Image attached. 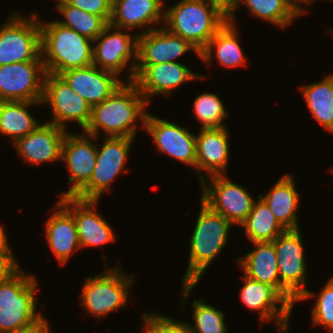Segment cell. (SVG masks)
<instances>
[{"instance_id": "cell-1", "label": "cell", "mask_w": 333, "mask_h": 333, "mask_svg": "<svg viewBox=\"0 0 333 333\" xmlns=\"http://www.w3.org/2000/svg\"><path fill=\"white\" fill-rule=\"evenodd\" d=\"M148 102L133 81H124L107 99L92 107L91 119L85 133L98 138L100 131L106 137L135 138L140 119L144 125ZM100 129V130H99Z\"/></svg>"}, {"instance_id": "cell-2", "label": "cell", "mask_w": 333, "mask_h": 333, "mask_svg": "<svg viewBox=\"0 0 333 333\" xmlns=\"http://www.w3.org/2000/svg\"><path fill=\"white\" fill-rule=\"evenodd\" d=\"M200 204L201 211L190 239L189 263L182 279L183 298L188 297L208 266L224 249L233 225L202 201Z\"/></svg>"}, {"instance_id": "cell-3", "label": "cell", "mask_w": 333, "mask_h": 333, "mask_svg": "<svg viewBox=\"0 0 333 333\" xmlns=\"http://www.w3.org/2000/svg\"><path fill=\"white\" fill-rule=\"evenodd\" d=\"M21 268L0 283V333L34 330L46 319L37 312V281Z\"/></svg>"}, {"instance_id": "cell-4", "label": "cell", "mask_w": 333, "mask_h": 333, "mask_svg": "<svg viewBox=\"0 0 333 333\" xmlns=\"http://www.w3.org/2000/svg\"><path fill=\"white\" fill-rule=\"evenodd\" d=\"M42 23L40 21L41 56L46 73L59 75L93 64L92 40L57 21Z\"/></svg>"}, {"instance_id": "cell-5", "label": "cell", "mask_w": 333, "mask_h": 333, "mask_svg": "<svg viewBox=\"0 0 333 333\" xmlns=\"http://www.w3.org/2000/svg\"><path fill=\"white\" fill-rule=\"evenodd\" d=\"M164 21L166 29L189 41L201 53L228 19L207 0H180L167 9Z\"/></svg>"}, {"instance_id": "cell-6", "label": "cell", "mask_w": 333, "mask_h": 333, "mask_svg": "<svg viewBox=\"0 0 333 333\" xmlns=\"http://www.w3.org/2000/svg\"><path fill=\"white\" fill-rule=\"evenodd\" d=\"M134 280V276L122 272L119 265L114 269L107 267L103 274L86 278L79 303L87 314L100 319L126 306Z\"/></svg>"}, {"instance_id": "cell-7", "label": "cell", "mask_w": 333, "mask_h": 333, "mask_svg": "<svg viewBox=\"0 0 333 333\" xmlns=\"http://www.w3.org/2000/svg\"><path fill=\"white\" fill-rule=\"evenodd\" d=\"M12 14L0 26V66L42 60L40 17L35 13L31 18Z\"/></svg>"}, {"instance_id": "cell-8", "label": "cell", "mask_w": 333, "mask_h": 333, "mask_svg": "<svg viewBox=\"0 0 333 333\" xmlns=\"http://www.w3.org/2000/svg\"><path fill=\"white\" fill-rule=\"evenodd\" d=\"M204 176L199 175L201 201L232 224L240 225L251 212L255 198L244 187L229 180L226 174L209 176L210 183Z\"/></svg>"}, {"instance_id": "cell-9", "label": "cell", "mask_w": 333, "mask_h": 333, "mask_svg": "<svg viewBox=\"0 0 333 333\" xmlns=\"http://www.w3.org/2000/svg\"><path fill=\"white\" fill-rule=\"evenodd\" d=\"M280 284L297 300L312 298L305 289L307 264L300 230H285L274 241Z\"/></svg>"}, {"instance_id": "cell-10", "label": "cell", "mask_w": 333, "mask_h": 333, "mask_svg": "<svg viewBox=\"0 0 333 333\" xmlns=\"http://www.w3.org/2000/svg\"><path fill=\"white\" fill-rule=\"evenodd\" d=\"M133 140L130 137H105L101 147L97 146L96 164L90 182L75 197L99 200L103 192H110L111 182L125 169Z\"/></svg>"}, {"instance_id": "cell-11", "label": "cell", "mask_w": 333, "mask_h": 333, "mask_svg": "<svg viewBox=\"0 0 333 333\" xmlns=\"http://www.w3.org/2000/svg\"><path fill=\"white\" fill-rule=\"evenodd\" d=\"M41 103L52 107L53 117L48 123L57 127L66 129V123L73 120L85 130L90 122L92 107L58 74H45Z\"/></svg>"}, {"instance_id": "cell-12", "label": "cell", "mask_w": 333, "mask_h": 333, "mask_svg": "<svg viewBox=\"0 0 333 333\" xmlns=\"http://www.w3.org/2000/svg\"><path fill=\"white\" fill-rule=\"evenodd\" d=\"M110 24L93 40V65L117 75L128 65L127 81L134 80L137 64L138 34L130 35ZM112 31V32H111ZM132 58V59H131Z\"/></svg>"}, {"instance_id": "cell-13", "label": "cell", "mask_w": 333, "mask_h": 333, "mask_svg": "<svg viewBox=\"0 0 333 333\" xmlns=\"http://www.w3.org/2000/svg\"><path fill=\"white\" fill-rule=\"evenodd\" d=\"M45 74L42 60L0 66V101L41 102Z\"/></svg>"}, {"instance_id": "cell-14", "label": "cell", "mask_w": 333, "mask_h": 333, "mask_svg": "<svg viewBox=\"0 0 333 333\" xmlns=\"http://www.w3.org/2000/svg\"><path fill=\"white\" fill-rule=\"evenodd\" d=\"M96 138L87 133L75 135L66 132L61 147V160L67 164L70 172L68 181L72 185L67 192L58 195L60 198L75 197L90 182L96 164L97 144L93 143Z\"/></svg>"}, {"instance_id": "cell-15", "label": "cell", "mask_w": 333, "mask_h": 333, "mask_svg": "<svg viewBox=\"0 0 333 333\" xmlns=\"http://www.w3.org/2000/svg\"><path fill=\"white\" fill-rule=\"evenodd\" d=\"M144 128L162 153L190 165L196 170V135L166 119L147 113Z\"/></svg>"}, {"instance_id": "cell-16", "label": "cell", "mask_w": 333, "mask_h": 333, "mask_svg": "<svg viewBox=\"0 0 333 333\" xmlns=\"http://www.w3.org/2000/svg\"><path fill=\"white\" fill-rule=\"evenodd\" d=\"M188 50H193L200 58V52L189 41L171 33L164 26L149 27L138 34L136 66L177 62L175 59L185 55Z\"/></svg>"}, {"instance_id": "cell-17", "label": "cell", "mask_w": 333, "mask_h": 333, "mask_svg": "<svg viewBox=\"0 0 333 333\" xmlns=\"http://www.w3.org/2000/svg\"><path fill=\"white\" fill-rule=\"evenodd\" d=\"M206 78L197 75L180 62L159 63L148 66H136L133 82L149 103L155 95H169L178 86L195 79Z\"/></svg>"}, {"instance_id": "cell-18", "label": "cell", "mask_w": 333, "mask_h": 333, "mask_svg": "<svg viewBox=\"0 0 333 333\" xmlns=\"http://www.w3.org/2000/svg\"><path fill=\"white\" fill-rule=\"evenodd\" d=\"M242 278L244 286L240 291V299L244 305L251 311H259L262 323L273 320L280 332L286 333L293 306L274 287L246 275Z\"/></svg>"}, {"instance_id": "cell-19", "label": "cell", "mask_w": 333, "mask_h": 333, "mask_svg": "<svg viewBox=\"0 0 333 333\" xmlns=\"http://www.w3.org/2000/svg\"><path fill=\"white\" fill-rule=\"evenodd\" d=\"M74 217L80 247L100 246L115 240L113 229L94 207L99 200L63 197L59 200ZM96 204V205H95Z\"/></svg>"}, {"instance_id": "cell-20", "label": "cell", "mask_w": 333, "mask_h": 333, "mask_svg": "<svg viewBox=\"0 0 333 333\" xmlns=\"http://www.w3.org/2000/svg\"><path fill=\"white\" fill-rule=\"evenodd\" d=\"M66 83L93 107L107 99L124 81L95 65L69 69L59 74Z\"/></svg>"}, {"instance_id": "cell-21", "label": "cell", "mask_w": 333, "mask_h": 333, "mask_svg": "<svg viewBox=\"0 0 333 333\" xmlns=\"http://www.w3.org/2000/svg\"><path fill=\"white\" fill-rule=\"evenodd\" d=\"M66 129L51 123L39 125L26 136L17 139L13 144L23 161L37 165L43 162L61 161V147Z\"/></svg>"}, {"instance_id": "cell-22", "label": "cell", "mask_w": 333, "mask_h": 333, "mask_svg": "<svg viewBox=\"0 0 333 333\" xmlns=\"http://www.w3.org/2000/svg\"><path fill=\"white\" fill-rule=\"evenodd\" d=\"M255 249L236 262L248 278L274 287L292 306L297 300L280 284L273 242H255Z\"/></svg>"}, {"instance_id": "cell-23", "label": "cell", "mask_w": 333, "mask_h": 333, "mask_svg": "<svg viewBox=\"0 0 333 333\" xmlns=\"http://www.w3.org/2000/svg\"><path fill=\"white\" fill-rule=\"evenodd\" d=\"M227 128L200 129L196 135V173L226 174L229 158Z\"/></svg>"}, {"instance_id": "cell-24", "label": "cell", "mask_w": 333, "mask_h": 333, "mask_svg": "<svg viewBox=\"0 0 333 333\" xmlns=\"http://www.w3.org/2000/svg\"><path fill=\"white\" fill-rule=\"evenodd\" d=\"M58 209V210H55ZM46 222V241L58 262L64 265L74 253L81 248L78 240L77 228L72 213L60 202Z\"/></svg>"}, {"instance_id": "cell-25", "label": "cell", "mask_w": 333, "mask_h": 333, "mask_svg": "<svg viewBox=\"0 0 333 333\" xmlns=\"http://www.w3.org/2000/svg\"><path fill=\"white\" fill-rule=\"evenodd\" d=\"M163 3V0H113L109 24L123 31L126 29L131 31L138 27L163 22L165 20Z\"/></svg>"}, {"instance_id": "cell-26", "label": "cell", "mask_w": 333, "mask_h": 333, "mask_svg": "<svg viewBox=\"0 0 333 333\" xmlns=\"http://www.w3.org/2000/svg\"><path fill=\"white\" fill-rule=\"evenodd\" d=\"M285 230L299 229L297 209L299 193L292 175L282 176L265 195H259Z\"/></svg>"}, {"instance_id": "cell-27", "label": "cell", "mask_w": 333, "mask_h": 333, "mask_svg": "<svg viewBox=\"0 0 333 333\" xmlns=\"http://www.w3.org/2000/svg\"><path fill=\"white\" fill-rule=\"evenodd\" d=\"M236 28V22L227 21L201 51L200 59L209 64L213 58L212 54L216 53L215 57L222 66L233 68L244 65L247 57L238 42Z\"/></svg>"}, {"instance_id": "cell-28", "label": "cell", "mask_w": 333, "mask_h": 333, "mask_svg": "<svg viewBox=\"0 0 333 333\" xmlns=\"http://www.w3.org/2000/svg\"><path fill=\"white\" fill-rule=\"evenodd\" d=\"M42 104L31 101H0V134L10 136L13 143L40 124L27 109L31 105Z\"/></svg>"}, {"instance_id": "cell-29", "label": "cell", "mask_w": 333, "mask_h": 333, "mask_svg": "<svg viewBox=\"0 0 333 333\" xmlns=\"http://www.w3.org/2000/svg\"><path fill=\"white\" fill-rule=\"evenodd\" d=\"M300 88L312 117L325 130L333 132V73Z\"/></svg>"}, {"instance_id": "cell-30", "label": "cell", "mask_w": 333, "mask_h": 333, "mask_svg": "<svg viewBox=\"0 0 333 333\" xmlns=\"http://www.w3.org/2000/svg\"><path fill=\"white\" fill-rule=\"evenodd\" d=\"M257 199L248 217L240 225L245 230V236L252 243L273 242L285 229L259 195Z\"/></svg>"}, {"instance_id": "cell-31", "label": "cell", "mask_w": 333, "mask_h": 333, "mask_svg": "<svg viewBox=\"0 0 333 333\" xmlns=\"http://www.w3.org/2000/svg\"><path fill=\"white\" fill-rule=\"evenodd\" d=\"M55 7L65 19L58 23L92 41L109 25L103 17L73 7L65 0H58Z\"/></svg>"}, {"instance_id": "cell-32", "label": "cell", "mask_w": 333, "mask_h": 333, "mask_svg": "<svg viewBox=\"0 0 333 333\" xmlns=\"http://www.w3.org/2000/svg\"><path fill=\"white\" fill-rule=\"evenodd\" d=\"M242 2L254 17H259L281 28H286L299 16L289 0H240L239 5Z\"/></svg>"}, {"instance_id": "cell-33", "label": "cell", "mask_w": 333, "mask_h": 333, "mask_svg": "<svg viewBox=\"0 0 333 333\" xmlns=\"http://www.w3.org/2000/svg\"><path fill=\"white\" fill-rule=\"evenodd\" d=\"M194 113L202 123L201 129L225 127L223 120L228 117L221 99L214 93H202L194 101Z\"/></svg>"}, {"instance_id": "cell-34", "label": "cell", "mask_w": 333, "mask_h": 333, "mask_svg": "<svg viewBox=\"0 0 333 333\" xmlns=\"http://www.w3.org/2000/svg\"><path fill=\"white\" fill-rule=\"evenodd\" d=\"M201 300L193 301L192 304L195 322L193 326L189 324L192 333H228L223 311Z\"/></svg>"}, {"instance_id": "cell-35", "label": "cell", "mask_w": 333, "mask_h": 333, "mask_svg": "<svg viewBox=\"0 0 333 333\" xmlns=\"http://www.w3.org/2000/svg\"><path fill=\"white\" fill-rule=\"evenodd\" d=\"M313 325H321L333 333V279L320 292L312 310Z\"/></svg>"}, {"instance_id": "cell-36", "label": "cell", "mask_w": 333, "mask_h": 333, "mask_svg": "<svg viewBox=\"0 0 333 333\" xmlns=\"http://www.w3.org/2000/svg\"><path fill=\"white\" fill-rule=\"evenodd\" d=\"M143 318V333H192L189 323L175 321L172 317L161 314L145 313Z\"/></svg>"}, {"instance_id": "cell-37", "label": "cell", "mask_w": 333, "mask_h": 333, "mask_svg": "<svg viewBox=\"0 0 333 333\" xmlns=\"http://www.w3.org/2000/svg\"><path fill=\"white\" fill-rule=\"evenodd\" d=\"M73 7L103 17L108 23L112 17L113 0H65Z\"/></svg>"}, {"instance_id": "cell-38", "label": "cell", "mask_w": 333, "mask_h": 333, "mask_svg": "<svg viewBox=\"0 0 333 333\" xmlns=\"http://www.w3.org/2000/svg\"><path fill=\"white\" fill-rule=\"evenodd\" d=\"M11 251L8 241L0 248V283L9 279L20 269Z\"/></svg>"}, {"instance_id": "cell-39", "label": "cell", "mask_w": 333, "mask_h": 333, "mask_svg": "<svg viewBox=\"0 0 333 333\" xmlns=\"http://www.w3.org/2000/svg\"><path fill=\"white\" fill-rule=\"evenodd\" d=\"M217 9L229 22L235 21V11L239 7L240 0H207Z\"/></svg>"}, {"instance_id": "cell-40", "label": "cell", "mask_w": 333, "mask_h": 333, "mask_svg": "<svg viewBox=\"0 0 333 333\" xmlns=\"http://www.w3.org/2000/svg\"><path fill=\"white\" fill-rule=\"evenodd\" d=\"M295 12L300 16L302 14H306V9L302 8L301 4H308L313 0H289Z\"/></svg>"}, {"instance_id": "cell-41", "label": "cell", "mask_w": 333, "mask_h": 333, "mask_svg": "<svg viewBox=\"0 0 333 333\" xmlns=\"http://www.w3.org/2000/svg\"><path fill=\"white\" fill-rule=\"evenodd\" d=\"M49 324L47 320L38 328L34 330H28V331H23V332H18V333H52L49 328Z\"/></svg>"}, {"instance_id": "cell-42", "label": "cell", "mask_w": 333, "mask_h": 333, "mask_svg": "<svg viewBox=\"0 0 333 333\" xmlns=\"http://www.w3.org/2000/svg\"><path fill=\"white\" fill-rule=\"evenodd\" d=\"M4 228L0 226V248L7 242V236Z\"/></svg>"}]
</instances>
